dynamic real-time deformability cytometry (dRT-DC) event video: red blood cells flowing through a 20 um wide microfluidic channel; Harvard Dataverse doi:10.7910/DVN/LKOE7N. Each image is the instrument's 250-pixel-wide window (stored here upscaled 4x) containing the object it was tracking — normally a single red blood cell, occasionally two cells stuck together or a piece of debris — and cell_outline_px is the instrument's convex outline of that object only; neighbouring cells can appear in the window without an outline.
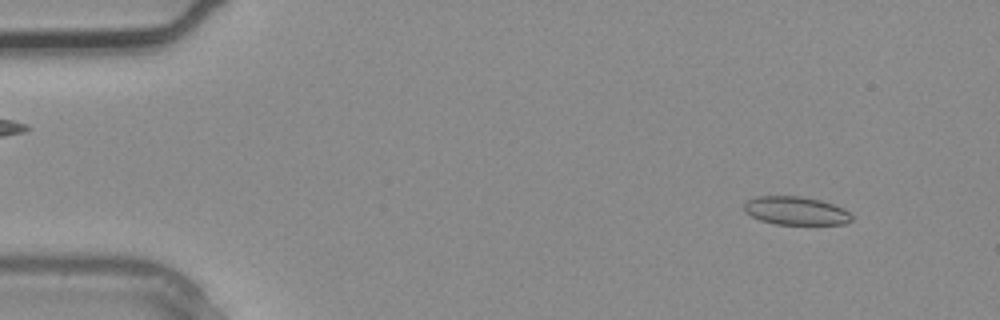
{"species": "common noctule bat (a hibernating species)", "species_latin": "Nyctalus noctula", "temperature_condition": "warm", "stored_images_in_passage": 3, "camera_frame_rate_fps": 3000, "um_per_image_px": 0.085, "animal": {"sex": "male", "body_mass_g": 20.4}, "frame": {"image": 1, "passage_image": 1, "time_ms": 0.0, "image_size_px": [1000, 320], "cell_outline_px": [[852, 220], [844, 224], [776, 224], [760, 220], [744, 212], [744, 204], [748, 200], [756, 196], [800, 196], [820, 200], [844, 208], [852, 216]], "centroid_in_image_um": [67.63, 17.91], "position_along_channel_um": 17.4, "area_um2": 17.69}}
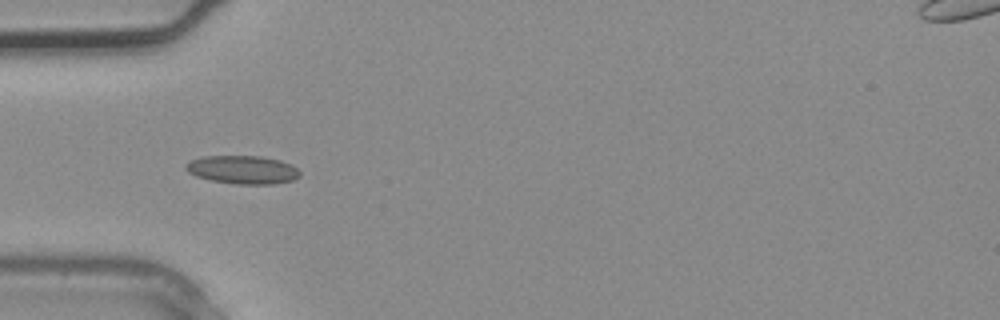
{"frame": {"image": 2, "passage_image": 3, "time_ms": 0.667, "image_size_px": [1000, 320], "cell_outline_px": [[300, 176], [292, 180], [272, 184], [236, 184], [212, 180], [196, 176], [188, 172], [184, 168], [184, 164], [192, 160], [204, 156], [260, 156], [280, 160], [292, 164], [300, 172]], "centroid_in_image_um": [20.62, 14.42], "position_along_channel_um": 64.4, "area_um2": 18.79}}